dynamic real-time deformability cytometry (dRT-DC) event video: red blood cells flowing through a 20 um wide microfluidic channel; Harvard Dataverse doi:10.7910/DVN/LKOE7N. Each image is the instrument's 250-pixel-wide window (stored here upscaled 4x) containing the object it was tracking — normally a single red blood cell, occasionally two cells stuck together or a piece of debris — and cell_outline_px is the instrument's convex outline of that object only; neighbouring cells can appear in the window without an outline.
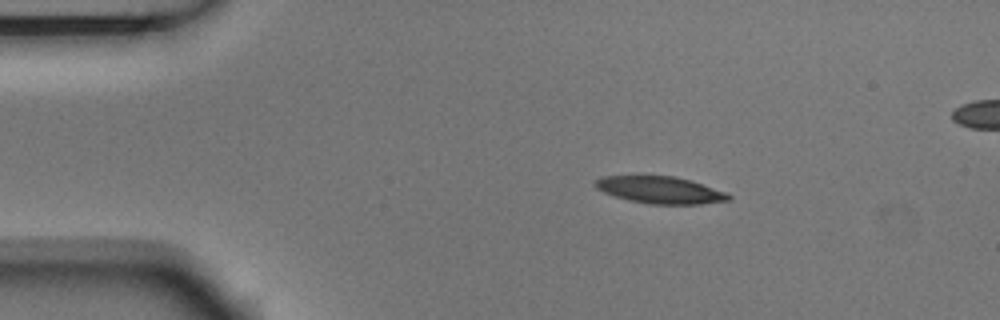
{"species": "Egyptian fruit bat (a non-hibernating species)", "species_latin": "Rousettus aegyptiacus", "temperature_condition": "room temperature", "stored_images_in_passage": 3, "segment_of_instrument_passage": [1, 2], "camera_frame_rate_fps": 3000, "um_per_image_px": 0.085, "animal": {"sex": "male"}, "frame": {"image": 1, "passage_image": 1, "time_ms": 0.0, "image_size_px": [1000, 320], "cell_outline_px": [[732, 200], [700, 204], [648, 204], [628, 200], [604, 192], [596, 188], [592, 184], [600, 176], [640, 172], [676, 176], [692, 180], [724, 192], [732, 196]], "centroid_in_image_um": [56.02, 16.08], "position_along_channel_um": 29.0, "area_um2": 22.14}}